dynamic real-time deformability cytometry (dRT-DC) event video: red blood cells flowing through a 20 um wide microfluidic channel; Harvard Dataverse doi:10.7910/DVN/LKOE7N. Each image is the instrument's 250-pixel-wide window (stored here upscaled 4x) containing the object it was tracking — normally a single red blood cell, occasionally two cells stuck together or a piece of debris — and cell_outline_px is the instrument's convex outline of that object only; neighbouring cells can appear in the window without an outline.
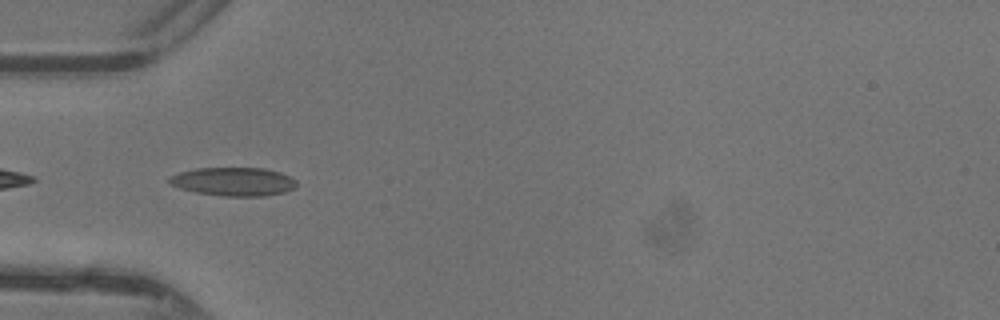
{"species": "common noctule bat (a hibernating species)", "species_latin": "Nyctalus noctula", "temperature_condition": "warm", "stored_images_in_passage": 34, "camera_frame_rate_fps": 3000, "um_per_image_px": 0.085, "animal": {"sex": "female"}, "frame": {"image": 1, "passage_image": 6, "time_ms": 1.667, "image_size_px": [1000, 320], "cell_outline_px": [[296, 184], [292, 188], [284, 192], [264, 196], [224, 196], [196, 192], [180, 188], [172, 184], [168, 180], [172, 176], [180, 172], [196, 168], [264, 168], [280, 172], [296, 180]], "centroid_in_image_um": [19.86, 15.43], "position_along_channel_um": 65.1, "area_um2": 20.87}}
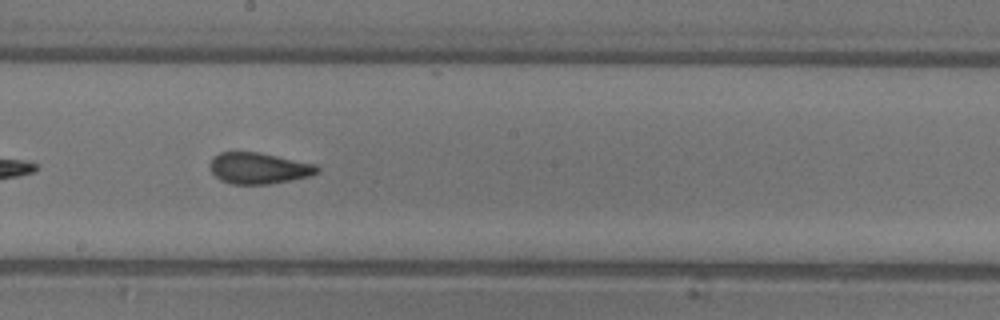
{"frame": {"image": 2, "passage_image": 17, "time_ms": 5.333, "image_size_px": [1000, 320], "cell_outline_px": [[320, 172], [308, 176], [268, 184], [232, 184], [220, 180], [208, 168], [208, 164], [220, 152], [256, 152], [316, 164], [320, 168]], "centroid_in_image_um": [21.97, 14.3], "position_along_channel_um": 226.2, "area_um2": 19.31}}
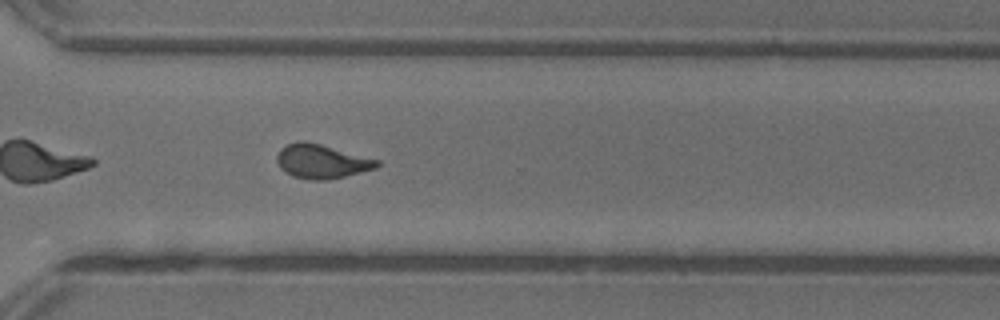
{"frame": {"image": 3, "passage_image": 25, "time_ms": 8.0, "image_size_px": [1000, 320], "cell_outline_px": [[380, 164], [376, 168], [328, 180], [312, 180], [292, 176], [284, 172], [280, 168], [276, 160], [276, 156], [280, 148], [288, 144], [300, 140], [304, 140], [320, 144], [380, 160]], "centroid_in_image_um": [27.3, 13.71], "position_along_channel_um": 343.3, "area_um2": 19.88}, "authors_computed_cell_mechanics": {"area_um2": 19.7387, "velocity_mm_per_s": 4.4008, "shape_relaxation_time_tau1_ms": null, "shape_relaxation_time_tau2_ms": 1.1499, "deformation_change_tau1": null, "deformation_change_tau2": 0.0884}}